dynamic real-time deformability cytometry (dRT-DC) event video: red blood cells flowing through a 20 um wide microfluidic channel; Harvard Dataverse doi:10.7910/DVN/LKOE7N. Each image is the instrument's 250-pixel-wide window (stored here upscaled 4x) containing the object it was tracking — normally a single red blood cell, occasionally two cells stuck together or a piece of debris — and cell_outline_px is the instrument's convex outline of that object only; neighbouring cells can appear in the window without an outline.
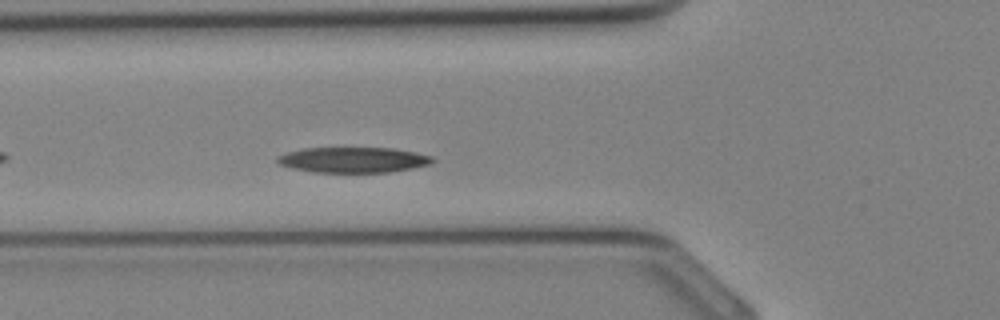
{"species": "Egyptian fruit bat (a non-hibernating species)", "species_latin": "Rousettus aegyptiacus", "temperature_condition": "cold", "stored_images_in_passage": 19, "camera_frame_rate_fps": 3000, "um_per_image_px": 0.085, "animal": {"sex": "female"}, "frame": {"image": 1, "passage_image": 4, "time_ms": 1.0, "image_size_px": [1000, 320], "cell_outline_px": [[436, 160], [428, 164], [412, 168], [388, 172], [312, 172], [292, 168], [280, 164], [276, 160], [276, 156], [288, 152], [304, 148], [392, 148], [416, 152], [432, 156]], "centroid_in_image_um": [30.02, 13.58], "position_along_channel_um": 95.8, "area_um2": 22.95}}
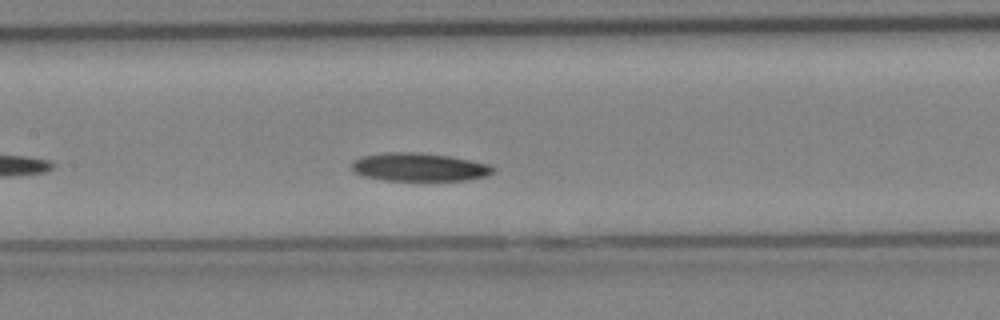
{"frame": {"image": 2, "passage_image": 8, "time_ms": 2.333, "image_size_px": [1000, 320], "cell_outline_px": [[496, 168], [492, 172], [484, 176], [468, 180], [384, 180], [360, 176], [352, 168], [352, 164], [360, 156], [388, 152], [412, 152], [448, 156], [488, 164]], "centroid_in_image_um": [35.59, 14.21], "position_along_channel_um": 171.8, "area_um2": 22.95}}
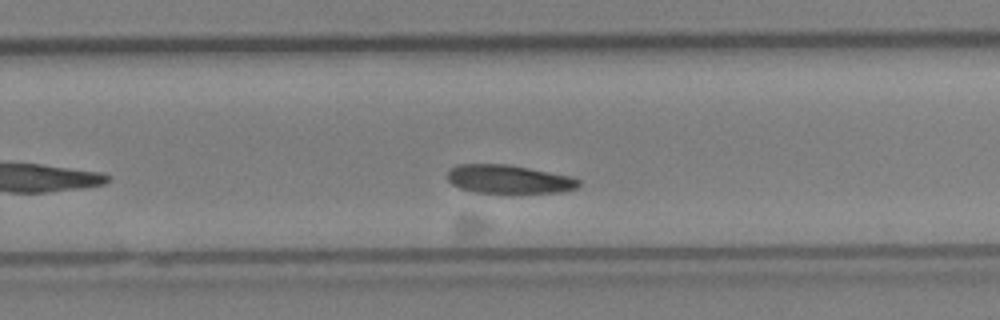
{"frame": {"image": 3, "passage_image": 14, "time_ms": 4.333, "image_size_px": [1000, 320], "cell_outline_px": [[580, 184], [576, 188], [560, 192], [472, 192], [460, 188], [452, 184], [448, 180], [448, 168], [456, 164], [508, 164], [572, 176], [580, 180]], "centroid_in_image_um": [43.22, 15.21], "position_along_channel_um": 286.6, "area_um2": 21.79}}